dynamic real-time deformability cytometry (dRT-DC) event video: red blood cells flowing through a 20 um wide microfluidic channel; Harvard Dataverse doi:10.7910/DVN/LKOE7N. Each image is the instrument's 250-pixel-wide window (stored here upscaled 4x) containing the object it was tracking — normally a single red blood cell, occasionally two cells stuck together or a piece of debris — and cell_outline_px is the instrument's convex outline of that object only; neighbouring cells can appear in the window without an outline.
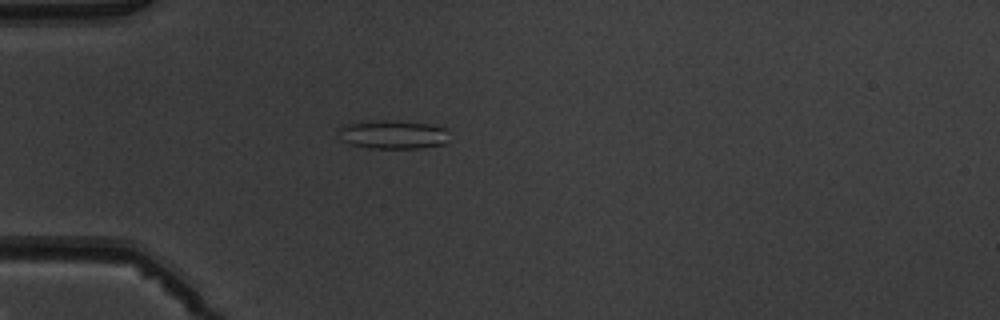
{"species": "common noctule bat (a hibernating species)", "species_latin": "Nyctalus noctula", "temperature_condition": "warm", "stored_images_in_passage": 4, "camera_frame_rate_fps": 3000, "um_per_image_px": 0.085, "animal": {"sex": "male", "body_mass_g": 19.5, "forearm_length_mm": 54.6}, "frame": {"image": 1, "passage_image": 4, "time_ms": 3.333, "image_size_px": [1000, 320], "cell_outline_px": [[448, 132], [444, 144], [424, 148], [368, 148], [352, 144], [340, 140], [336, 132], [336, 128], [344, 124], [364, 120], [384, 120], [428, 124], [444, 128]], "centroid_in_image_um": [33.28, 11.43], "position_along_channel_um": 51.7, "area_um2": 18.73}}